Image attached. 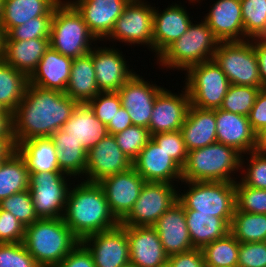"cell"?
I'll return each mask as SVG.
<instances>
[{
	"mask_svg": "<svg viewBox=\"0 0 266 267\" xmlns=\"http://www.w3.org/2000/svg\"><path fill=\"white\" fill-rule=\"evenodd\" d=\"M78 104L63 92L28 84L12 113L15 145L32 138L50 137L62 129Z\"/></svg>",
	"mask_w": 266,
	"mask_h": 267,
	"instance_id": "cell-1",
	"label": "cell"
},
{
	"mask_svg": "<svg viewBox=\"0 0 266 267\" xmlns=\"http://www.w3.org/2000/svg\"><path fill=\"white\" fill-rule=\"evenodd\" d=\"M70 189L62 219L80 241L120 224L111 213L105 193L98 183L83 181Z\"/></svg>",
	"mask_w": 266,
	"mask_h": 267,
	"instance_id": "cell-2",
	"label": "cell"
},
{
	"mask_svg": "<svg viewBox=\"0 0 266 267\" xmlns=\"http://www.w3.org/2000/svg\"><path fill=\"white\" fill-rule=\"evenodd\" d=\"M80 242L62 218L36 220L26 226L23 240L41 267H56Z\"/></svg>",
	"mask_w": 266,
	"mask_h": 267,
	"instance_id": "cell-3",
	"label": "cell"
},
{
	"mask_svg": "<svg viewBox=\"0 0 266 267\" xmlns=\"http://www.w3.org/2000/svg\"><path fill=\"white\" fill-rule=\"evenodd\" d=\"M243 157L234 148L219 142L193 149L182 167V181L236 182L231 174L243 169Z\"/></svg>",
	"mask_w": 266,
	"mask_h": 267,
	"instance_id": "cell-4",
	"label": "cell"
},
{
	"mask_svg": "<svg viewBox=\"0 0 266 267\" xmlns=\"http://www.w3.org/2000/svg\"><path fill=\"white\" fill-rule=\"evenodd\" d=\"M92 41L97 39L90 32L83 16L69 1H61L54 8L50 47L74 59L89 53L93 49Z\"/></svg>",
	"mask_w": 266,
	"mask_h": 267,
	"instance_id": "cell-5",
	"label": "cell"
},
{
	"mask_svg": "<svg viewBox=\"0 0 266 267\" xmlns=\"http://www.w3.org/2000/svg\"><path fill=\"white\" fill-rule=\"evenodd\" d=\"M219 40L214 36L208 24L201 20L191 24L187 31L173 42L158 58L160 66L181 69L205 61L213 60Z\"/></svg>",
	"mask_w": 266,
	"mask_h": 267,
	"instance_id": "cell-6",
	"label": "cell"
},
{
	"mask_svg": "<svg viewBox=\"0 0 266 267\" xmlns=\"http://www.w3.org/2000/svg\"><path fill=\"white\" fill-rule=\"evenodd\" d=\"M185 182L189 189L178 193V201L184 210L212 214L222 218L229 226L236 209L235 182Z\"/></svg>",
	"mask_w": 266,
	"mask_h": 267,
	"instance_id": "cell-7",
	"label": "cell"
},
{
	"mask_svg": "<svg viewBox=\"0 0 266 267\" xmlns=\"http://www.w3.org/2000/svg\"><path fill=\"white\" fill-rule=\"evenodd\" d=\"M213 60L225 73L230 84L264 88L252 40L219 42Z\"/></svg>",
	"mask_w": 266,
	"mask_h": 267,
	"instance_id": "cell-8",
	"label": "cell"
},
{
	"mask_svg": "<svg viewBox=\"0 0 266 267\" xmlns=\"http://www.w3.org/2000/svg\"><path fill=\"white\" fill-rule=\"evenodd\" d=\"M185 88L192 106L214 110L220 108L230 82L214 60L189 67Z\"/></svg>",
	"mask_w": 266,
	"mask_h": 267,
	"instance_id": "cell-9",
	"label": "cell"
},
{
	"mask_svg": "<svg viewBox=\"0 0 266 267\" xmlns=\"http://www.w3.org/2000/svg\"><path fill=\"white\" fill-rule=\"evenodd\" d=\"M66 177L63 172L30 173L29 191L39 219L63 217L70 189Z\"/></svg>",
	"mask_w": 266,
	"mask_h": 267,
	"instance_id": "cell-10",
	"label": "cell"
},
{
	"mask_svg": "<svg viewBox=\"0 0 266 267\" xmlns=\"http://www.w3.org/2000/svg\"><path fill=\"white\" fill-rule=\"evenodd\" d=\"M145 182L131 211L120 221L122 226H153L178 201L175 185Z\"/></svg>",
	"mask_w": 266,
	"mask_h": 267,
	"instance_id": "cell-11",
	"label": "cell"
},
{
	"mask_svg": "<svg viewBox=\"0 0 266 267\" xmlns=\"http://www.w3.org/2000/svg\"><path fill=\"white\" fill-rule=\"evenodd\" d=\"M153 11L144 0H130L107 38L147 45L153 51Z\"/></svg>",
	"mask_w": 266,
	"mask_h": 267,
	"instance_id": "cell-12",
	"label": "cell"
},
{
	"mask_svg": "<svg viewBox=\"0 0 266 267\" xmlns=\"http://www.w3.org/2000/svg\"><path fill=\"white\" fill-rule=\"evenodd\" d=\"M81 243L92 254L96 267H125L130 264L126 226L92 234Z\"/></svg>",
	"mask_w": 266,
	"mask_h": 267,
	"instance_id": "cell-13",
	"label": "cell"
},
{
	"mask_svg": "<svg viewBox=\"0 0 266 267\" xmlns=\"http://www.w3.org/2000/svg\"><path fill=\"white\" fill-rule=\"evenodd\" d=\"M145 182L133 167L98 182L105 193L111 213L119 222L131 211Z\"/></svg>",
	"mask_w": 266,
	"mask_h": 267,
	"instance_id": "cell-14",
	"label": "cell"
},
{
	"mask_svg": "<svg viewBox=\"0 0 266 267\" xmlns=\"http://www.w3.org/2000/svg\"><path fill=\"white\" fill-rule=\"evenodd\" d=\"M132 167V161L117 145L113 135L108 134L87 151L86 182L98 183L102 179L122 173Z\"/></svg>",
	"mask_w": 266,
	"mask_h": 267,
	"instance_id": "cell-15",
	"label": "cell"
},
{
	"mask_svg": "<svg viewBox=\"0 0 266 267\" xmlns=\"http://www.w3.org/2000/svg\"><path fill=\"white\" fill-rule=\"evenodd\" d=\"M163 89L136 73L120 87L117 92L121 106L127 110L133 125L149 128L155 99Z\"/></svg>",
	"mask_w": 266,
	"mask_h": 267,
	"instance_id": "cell-16",
	"label": "cell"
},
{
	"mask_svg": "<svg viewBox=\"0 0 266 267\" xmlns=\"http://www.w3.org/2000/svg\"><path fill=\"white\" fill-rule=\"evenodd\" d=\"M184 89L180 95L167 89L157 95L148 128L151 136L181 129L191 105L187 90Z\"/></svg>",
	"mask_w": 266,
	"mask_h": 267,
	"instance_id": "cell-17",
	"label": "cell"
},
{
	"mask_svg": "<svg viewBox=\"0 0 266 267\" xmlns=\"http://www.w3.org/2000/svg\"><path fill=\"white\" fill-rule=\"evenodd\" d=\"M132 167L146 182L182 181V167L151 138L132 162ZM178 179V180H176Z\"/></svg>",
	"mask_w": 266,
	"mask_h": 267,
	"instance_id": "cell-18",
	"label": "cell"
},
{
	"mask_svg": "<svg viewBox=\"0 0 266 267\" xmlns=\"http://www.w3.org/2000/svg\"><path fill=\"white\" fill-rule=\"evenodd\" d=\"M130 264L160 267L168 262L157 231L152 226H126Z\"/></svg>",
	"mask_w": 266,
	"mask_h": 267,
	"instance_id": "cell-19",
	"label": "cell"
},
{
	"mask_svg": "<svg viewBox=\"0 0 266 267\" xmlns=\"http://www.w3.org/2000/svg\"><path fill=\"white\" fill-rule=\"evenodd\" d=\"M217 142L230 146L241 155L258 148V136L248 116L215 109Z\"/></svg>",
	"mask_w": 266,
	"mask_h": 267,
	"instance_id": "cell-20",
	"label": "cell"
},
{
	"mask_svg": "<svg viewBox=\"0 0 266 267\" xmlns=\"http://www.w3.org/2000/svg\"><path fill=\"white\" fill-rule=\"evenodd\" d=\"M130 0H75L70 3L83 16L97 40L107 39Z\"/></svg>",
	"mask_w": 266,
	"mask_h": 267,
	"instance_id": "cell-21",
	"label": "cell"
},
{
	"mask_svg": "<svg viewBox=\"0 0 266 267\" xmlns=\"http://www.w3.org/2000/svg\"><path fill=\"white\" fill-rule=\"evenodd\" d=\"M121 53L115 48H93L92 62L100 92H117L135 74Z\"/></svg>",
	"mask_w": 266,
	"mask_h": 267,
	"instance_id": "cell-22",
	"label": "cell"
},
{
	"mask_svg": "<svg viewBox=\"0 0 266 267\" xmlns=\"http://www.w3.org/2000/svg\"><path fill=\"white\" fill-rule=\"evenodd\" d=\"M158 233L168 256L190 251L193 248L183 205L177 201L152 226Z\"/></svg>",
	"mask_w": 266,
	"mask_h": 267,
	"instance_id": "cell-23",
	"label": "cell"
},
{
	"mask_svg": "<svg viewBox=\"0 0 266 267\" xmlns=\"http://www.w3.org/2000/svg\"><path fill=\"white\" fill-rule=\"evenodd\" d=\"M203 19L220 42L245 41L241 0H217Z\"/></svg>",
	"mask_w": 266,
	"mask_h": 267,
	"instance_id": "cell-24",
	"label": "cell"
},
{
	"mask_svg": "<svg viewBox=\"0 0 266 267\" xmlns=\"http://www.w3.org/2000/svg\"><path fill=\"white\" fill-rule=\"evenodd\" d=\"M153 11V52L158 58L173 42L183 35L191 24L183 6L175 4L159 12Z\"/></svg>",
	"mask_w": 266,
	"mask_h": 267,
	"instance_id": "cell-25",
	"label": "cell"
},
{
	"mask_svg": "<svg viewBox=\"0 0 266 267\" xmlns=\"http://www.w3.org/2000/svg\"><path fill=\"white\" fill-rule=\"evenodd\" d=\"M73 59L49 47L37 68L29 76V84L65 93Z\"/></svg>",
	"mask_w": 266,
	"mask_h": 267,
	"instance_id": "cell-26",
	"label": "cell"
},
{
	"mask_svg": "<svg viewBox=\"0 0 266 267\" xmlns=\"http://www.w3.org/2000/svg\"><path fill=\"white\" fill-rule=\"evenodd\" d=\"M180 131L188 152L217 142L215 109L190 105Z\"/></svg>",
	"mask_w": 266,
	"mask_h": 267,
	"instance_id": "cell-27",
	"label": "cell"
},
{
	"mask_svg": "<svg viewBox=\"0 0 266 267\" xmlns=\"http://www.w3.org/2000/svg\"><path fill=\"white\" fill-rule=\"evenodd\" d=\"M62 130L82 144L86 151L109 134L107 126L96 118L87 103L77 105Z\"/></svg>",
	"mask_w": 266,
	"mask_h": 267,
	"instance_id": "cell-28",
	"label": "cell"
},
{
	"mask_svg": "<svg viewBox=\"0 0 266 267\" xmlns=\"http://www.w3.org/2000/svg\"><path fill=\"white\" fill-rule=\"evenodd\" d=\"M49 47L50 38L4 40L2 60L29 77Z\"/></svg>",
	"mask_w": 266,
	"mask_h": 267,
	"instance_id": "cell-29",
	"label": "cell"
},
{
	"mask_svg": "<svg viewBox=\"0 0 266 267\" xmlns=\"http://www.w3.org/2000/svg\"><path fill=\"white\" fill-rule=\"evenodd\" d=\"M99 93L91 50L89 53L73 59L65 94L79 104H84Z\"/></svg>",
	"mask_w": 266,
	"mask_h": 267,
	"instance_id": "cell-30",
	"label": "cell"
},
{
	"mask_svg": "<svg viewBox=\"0 0 266 267\" xmlns=\"http://www.w3.org/2000/svg\"><path fill=\"white\" fill-rule=\"evenodd\" d=\"M29 173L61 172L57 152L50 137L32 138L15 145Z\"/></svg>",
	"mask_w": 266,
	"mask_h": 267,
	"instance_id": "cell-31",
	"label": "cell"
},
{
	"mask_svg": "<svg viewBox=\"0 0 266 267\" xmlns=\"http://www.w3.org/2000/svg\"><path fill=\"white\" fill-rule=\"evenodd\" d=\"M61 0H4L1 26L5 35L14 27L39 16H53Z\"/></svg>",
	"mask_w": 266,
	"mask_h": 267,
	"instance_id": "cell-32",
	"label": "cell"
},
{
	"mask_svg": "<svg viewBox=\"0 0 266 267\" xmlns=\"http://www.w3.org/2000/svg\"><path fill=\"white\" fill-rule=\"evenodd\" d=\"M185 220L195 249H202L209 243L225 237L230 232V226L222 218L215 217L212 214L185 210Z\"/></svg>",
	"mask_w": 266,
	"mask_h": 267,
	"instance_id": "cell-33",
	"label": "cell"
},
{
	"mask_svg": "<svg viewBox=\"0 0 266 267\" xmlns=\"http://www.w3.org/2000/svg\"><path fill=\"white\" fill-rule=\"evenodd\" d=\"M55 145L60 171L68 176L85 175L87 151L62 129L50 136Z\"/></svg>",
	"mask_w": 266,
	"mask_h": 267,
	"instance_id": "cell-34",
	"label": "cell"
},
{
	"mask_svg": "<svg viewBox=\"0 0 266 267\" xmlns=\"http://www.w3.org/2000/svg\"><path fill=\"white\" fill-rule=\"evenodd\" d=\"M30 173L24 159L15 150L0 166V201L29 189Z\"/></svg>",
	"mask_w": 266,
	"mask_h": 267,
	"instance_id": "cell-35",
	"label": "cell"
},
{
	"mask_svg": "<svg viewBox=\"0 0 266 267\" xmlns=\"http://www.w3.org/2000/svg\"><path fill=\"white\" fill-rule=\"evenodd\" d=\"M29 77L0 60V107L13 113L24 97Z\"/></svg>",
	"mask_w": 266,
	"mask_h": 267,
	"instance_id": "cell-36",
	"label": "cell"
},
{
	"mask_svg": "<svg viewBox=\"0 0 266 267\" xmlns=\"http://www.w3.org/2000/svg\"><path fill=\"white\" fill-rule=\"evenodd\" d=\"M230 233L240 242L266 241V214H253L235 209Z\"/></svg>",
	"mask_w": 266,
	"mask_h": 267,
	"instance_id": "cell-37",
	"label": "cell"
},
{
	"mask_svg": "<svg viewBox=\"0 0 266 267\" xmlns=\"http://www.w3.org/2000/svg\"><path fill=\"white\" fill-rule=\"evenodd\" d=\"M205 264L237 267L239 241L229 232L201 249Z\"/></svg>",
	"mask_w": 266,
	"mask_h": 267,
	"instance_id": "cell-38",
	"label": "cell"
},
{
	"mask_svg": "<svg viewBox=\"0 0 266 267\" xmlns=\"http://www.w3.org/2000/svg\"><path fill=\"white\" fill-rule=\"evenodd\" d=\"M241 12L245 38L266 37V0H241Z\"/></svg>",
	"mask_w": 266,
	"mask_h": 267,
	"instance_id": "cell-39",
	"label": "cell"
},
{
	"mask_svg": "<svg viewBox=\"0 0 266 267\" xmlns=\"http://www.w3.org/2000/svg\"><path fill=\"white\" fill-rule=\"evenodd\" d=\"M260 89L262 88L230 84L220 109L248 116Z\"/></svg>",
	"mask_w": 266,
	"mask_h": 267,
	"instance_id": "cell-40",
	"label": "cell"
},
{
	"mask_svg": "<svg viewBox=\"0 0 266 267\" xmlns=\"http://www.w3.org/2000/svg\"><path fill=\"white\" fill-rule=\"evenodd\" d=\"M117 145L132 162L151 139L148 128L131 125L113 135Z\"/></svg>",
	"mask_w": 266,
	"mask_h": 267,
	"instance_id": "cell-41",
	"label": "cell"
},
{
	"mask_svg": "<svg viewBox=\"0 0 266 267\" xmlns=\"http://www.w3.org/2000/svg\"><path fill=\"white\" fill-rule=\"evenodd\" d=\"M0 209L12 213L25 226L31 225L39 219L35 214L29 189L2 199Z\"/></svg>",
	"mask_w": 266,
	"mask_h": 267,
	"instance_id": "cell-42",
	"label": "cell"
},
{
	"mask_svg": "<svg viewBox=\"0 0 266 267\" xmlns=\"http://www.w3.org/2000/svg\"><path fill=\"white\" fill-rule=\"evenodd\" d=\"M236 208L239 211L266 214V189H256L244 185L241 181L235 182Z\"/></svg>",
	"mask_w": 266,
	"mask_h": 267,
	"instance_id": "cell-43",
	"label": "cell"
},
{
	"mask_svg": "<svg viewBox=\"0 0 266 267\" xmlns=\"http://www.w3.org/2000/svg\"><path fill=\"white\" fill-rule=\"evenodd\" d=\"M52 18L53 16L31 18L24 24L12 28L5 35V40L22 41L36 38H50Z\"/></svg>",
	"mask_w": 266,
	"mask_h": 267,
	"instance_id": "cell-44",
	"label": "cell"
},
{
	"mask_svg": "<svg viewBox=\"0 0 266 267\" xmlns=\"http://www.w3.org/2000/svg\"><path fill=\"white\" fill-rule=\"evenodd\" d=\"M0 267H41L23 242L0 243Z\"/></svg>",
	"mask_w": 266,
	"mask_h": 267,
	"instance_id": "cell-45",
	"label": "cell"
},
{
	"mask_svg": "<svg viewBox=\"0 0 266 267\" xmlns=\"http://www.w3.org/2000/svg\"><path fill=\"white\" fill-rule=\"evenodd\" d=\"M248 155H250V160H246L249 165L247 164L245 175L240 181L252 188L266 189V152L256 149L249 152Z\"/></svg>",
	"mask_w": 266,
	"mask_h": 267,
	"instance_id": "cell-46",
	"label": "cell"
},
{
	"mask_svg": "<svg viewBox=\"0 0 266 267\" xmlns=\"http://www.w3.org/2000/svg\"><path fill=\"white\" fill-rule=\"evenodd\" d=\"M87 104L93 110L96 118L106 126L122 107L118 92H100Z\"/></svg>",
	"mask_w": 266,
	"mask_h": 267,
	"instance_id": "cell-47",
	"label": "cell"
},
{
	"mask_svg": "<svg viewBox=\"0 0 266 267\" xmlns=\"http://www.w3.org/2000/svg\"><path fill=\"white\" fill-rule=\"evenodd\" d=\"M151 138L181 167L185 165L188 151L180 130L157 133L152 135Z\"/></svg>",
	"mask_w": 266,
	"mask_h": 267,
	"instance_id": "cell-48",
	"label": "cell"
},
{
	"mask_svg": "<svg viewBox=\"0 0 266 267\" xmlns=\"http://www.w3.org/2000/svg\"><path fill=\"white\" fill-rule=\"evenodd\" d=\"M237 267H266V241L239 242Z\"/></svg>",
	"mask_w": 266,
	"mask_h": 267,
	"instance_id": "cell-49",
	"label": "cell"
},
{
	"mask_svg": "<svg viewBox=\"0 0 266 267\" xmlns=\"http://www.w3.org/2000/svg\"><path fill=\"white\" fill-rule=\"evenodd\" d=\"M26 226L12 213L0 209V243H20Z\"/></svg>",
	"mask_w": 266,
	"mask_h": 267,
	"instance_id": "cell-50",
	"label": "cell"
},
{
	"mask_svg": "<svg viewBox=\"0 0 266 267\" xmlns=\"http://www.w3.org/2000/svg\"><path fill=\"white\" fill-rule=\"evenodd\" d=\"M248 120L252 130L259 136L266 129V87L260 89Z\"/></svg>",
	"mask_w": 266,
	"mask_h": 267,
	"instance_id": "cell-51",
	"label": "cell"
},
{
	"mask_svg": "<svg viewBox=\"0 0 266 267\" xmlns=\"http://www.w3.org/2000/svg\"><path fill=\"white\" fill-rule=\"evenodd\" d=\"M56 267H96L92 254L80 242Z\"/></svg>",
	"mask_w": 266,
	"mask_h": 267,
	"instance_id": "cell-52",
	"label": "cell"
},
{
	"mask_svg": "<svg viewBox=\"0 0 266 267\" xmlns=\"http://www.w3.org/2000/svg\"><path fill=\"white\" fill-rule=\"evenodd\" d=\"M171 267H204V257L201 249H192L187 252L168 256Z\"/></svg>",
	"mask_w": 266,
	"mask_h": 267,
	"instance_id": "cell-53",
	"label": "cell"
},
{
	"mask_svg": "<svg viewBox=\"0 0 266 267\" xmlns=\"http://www.w3.org/2000/svg\"><path fill=\"white\" fill-rule=\"evenodd\" d=\"M133 125L127 110L121 107L113 120L107 125L109 134L114 135Z\"/></svg>",
	"mask_w": 266,
	"mask_h": 267,
	"instance_id": "cell-54",
	"label": "cell"
},
{
	"mask_svg": "<svg viewBox=\"0 0 266 267\" xmlns=\"http://www.w3.org/2000/svg\"><path fill=\"white\" fill-rule=\"evenodd\" d=\"M259 62V75L263 87H266V37L252 39Z\"/></svg>",
	"mask_w": 266,
	"mask_h": 267,
	"instance_id": "cell-55",
	"label": "cell"
},
{
	"mask_svg": "<svg viewBox=\"0 0 266 267\" xmlns=\"http://www.w3.org/2000/svg\"><path fill=\"white\" fill-rule=\"evenodd\" d=\"M0 138H14L12 113L2 107H0Z\"/></svg>",
	"mask_w": 266,
	"mask_h": 267,
	"instance_id": "cell-56",
	"label": "cell"
},
{
	"mask_svg": "<svg viewBox=\"0 0 266 267\" xmlns=\"http://www.w3.org/2000/svg\"><path fill=\"white\" fill-rule=\"evenodd\" d=\"M15 151L14 138H0V158H7Z\"/></svg>",
	"mask_w": 266,
	"mask_h": 267,
	"instance_id": "cell-57",
	"label": "cell"
},
{
	"mask_svg": "<svg viewBox=\"0 0 266 267\" xmlns=\"http://www.w3.org/2000/svg\"><path fill=\"white\" fill-rule=\"evenodd\" d=\"M260 151L266 152V129L258 136V148Z\"/></svg>",
	"mask_w": 266,
	"mask_h": 267,
	"instance_id": "cell-58",
	"label": "cell"
},
{
	"mask_svg": "<svg viewBox=\"0 0 266 267\" xmlns=\"http://www.w3.org/2000/svg\"><path fill=\"white\" fill-rule=\"evenodd\" d=\"M4 40H5V33L0 23V60H2V57H3Z\"/></svg>",
	"mask_w": 266,
	"mask_h": 267,
	"instance_id": "cell-59",
	"label": "cell"
},
{
	"mask_svg": "<svg viewBox=\"0 0 266 267\" xmlns=\"http://www.w3.org/2000/svg\"><path fill=\"white\" fill-rule=\"evenodd\" d=\"M3 5H4V0H0V21L3 15Z\"/></svg>",
	"mask_w": 266,
	"mask_h": 267,
	"instance_id": "cell-60",
	"label": "cell"
},
{
	"mask_svg": "<svg viewBox=\"0 0 266 267\" xmlns=\"http://www.w3.org/2000/svg\"><path fill=\"white\" fill-rule=\"evenodd\" d=\"M204 267H223V266H214V265L205 264Z\"/></svg>",
	"mask_w": 266,
	"mask_h": 267,
	"instance_id": "cell-61",
	"label": "cell"
},
{
	"mask_svg": "<svg viewBox=\"0 0 266 267\" xmlns=\"http://www.w3.org/2000/svg\"><path fill=\"white\" fill-rule=\"evenodd\" d=\"M160 267H171V266H170L169 263L167 262L166 264L161 265Z\"/></svg>",
	"mask_w": 266,
	"mask_h": 267,
	"instance_id": "cell-62",
	"label": "cell"
},
{
	"mask_svg": "<svg viewBox=\"0 0 266 267\" xmlns=\"http://www.w3.org/2000/svg\"><path fill=\"white\" fill-rule=\"evenodd\" d=\"M5 159H6V158H0V166H1V164L4 162Z\"/></svg>",
	"mask_w": 266,
	"mask_h": 267,
	"instance_id": "cell-63",
	"label": "cell"
},
{
	"mask_svg": "<svg viewBox=\"0 0 266 267\" xmlns=\"http://www.w3.org/2000/svg\"><path fill=\"white\" fill-rule=\"evenodd\" d=\"M188 1H190V2H192L193 3V1H194V3L197 1H200V0H188Z\"/></svg>",
	"mask_w": 266,
	"mask_h": 267,
	"instance_id": "cell-64",
	"label": "cell"
},
{
	"mask_svg": "<svg viewBox=\"0 0 266 267\" xmlns=\"http://www.w3.org/2000/svg\"><path fill=\"white\" fill-rule=\"evenodd\" d=\"M125 267H135V266H133V265L129 264V265L125 266Z\"/></svg>",
	"mask_w": 266,
	"mask_h": 267,
	"instance_id": "cell-65",
	"label": "cell"
}]
</instances>
